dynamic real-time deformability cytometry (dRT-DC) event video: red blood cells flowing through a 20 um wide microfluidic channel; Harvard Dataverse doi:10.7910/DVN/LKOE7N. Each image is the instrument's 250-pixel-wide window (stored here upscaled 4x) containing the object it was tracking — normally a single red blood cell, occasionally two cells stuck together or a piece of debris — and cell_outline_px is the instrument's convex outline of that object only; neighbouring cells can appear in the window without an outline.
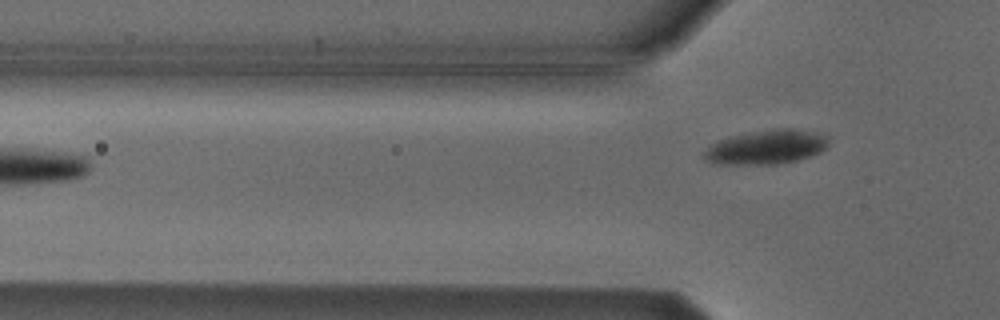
{"species": "Egyptian fruit bat (a non-hibernating species)", "species_latin": "Rousettus aegyptiacus", "temperature_condition": "cold", "stored_images_in_passage": 4, "camera_frame_rate_fps": 3000, "um_per_image_px": 0.085, "animal": {"sex": "male"}, "frame": {"image": 1, "passage_image": 4, "time_ms": 4.333, "image_size_px": [1000, 320], "cell_outline_px": [[828, 144], [820, 152], [812, 156], [796, 160], [776, 164], [712, 164], [700, 152], [716, 140], [728, 136], [756, 132], [788, 128], [816, 132], [828, 136]], "centroid_in_image_um": [65.09, 12.51], "position_along_channel_um": 60.7, "area_um2": 24.74}}